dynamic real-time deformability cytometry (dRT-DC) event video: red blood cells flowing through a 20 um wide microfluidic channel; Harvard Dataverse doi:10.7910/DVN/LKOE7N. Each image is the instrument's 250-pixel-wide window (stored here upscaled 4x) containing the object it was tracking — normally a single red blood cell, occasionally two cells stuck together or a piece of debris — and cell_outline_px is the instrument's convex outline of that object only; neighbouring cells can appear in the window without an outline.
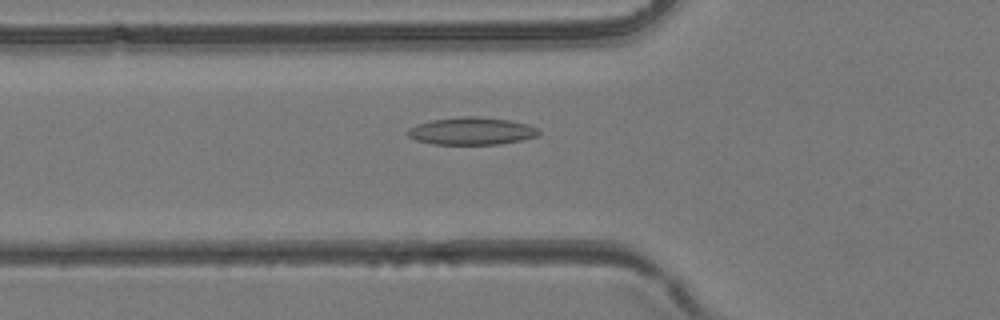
{"species": "common noctule bat (a hibernating species)", "species_latin": "Nyctalus noctula", "temperature_condition": "room temperature", "stored_images_in_passage": 44, "camera_frame_rate_fps": 3000, "um_per_image_px": 0.085, "animal": {"sex": "female", "body_mass_g": 24.6, "forearm_length_mm": 56.2}, "frame": {"image": 1, "passage_image": 16, "time_ms": 5.0, "image_size_px": [1000, 320], "cell_outline_px": [[540, 132], [536, 136], [520, 140], [500, 144], [432, 144], [416, 140], [408, 136], [404, 132], [408, 128], [416, 124], [432, 120], [460, 116], [476, 116], [508, 120], [528, 124], [540, 128]], "centroid_in_image_um": [40.05, 11.13], "position_along_channel_um": 85.8, "area_um2": 21.1}}
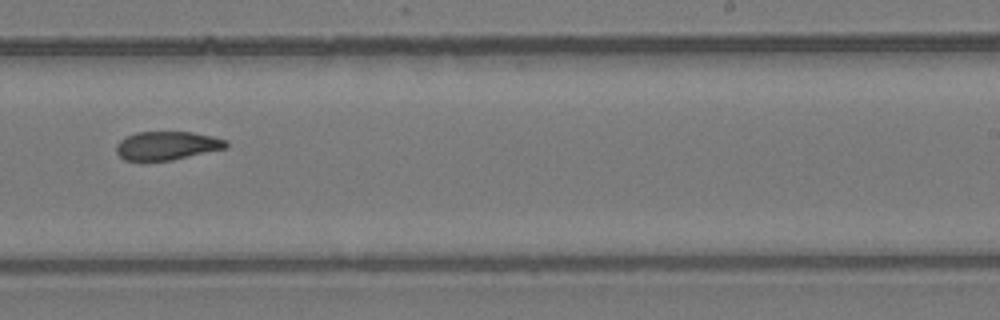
{"frame": {"image": 2, "passage_image": 28, "time_ms": 9.0, "image_size_px": [1000, 320], "cell_outline_px": [[228, 148], [172, 160], [124, 160], [116, 152], [116, 144], [124, 136], [136, 132], [192, 132], [212, 136], [224, 140], [228, 144]], "centroid_in_image_um": [14.17, 12.37], "position_along_channel_um": 274.8, "area_um2": 18.26}}
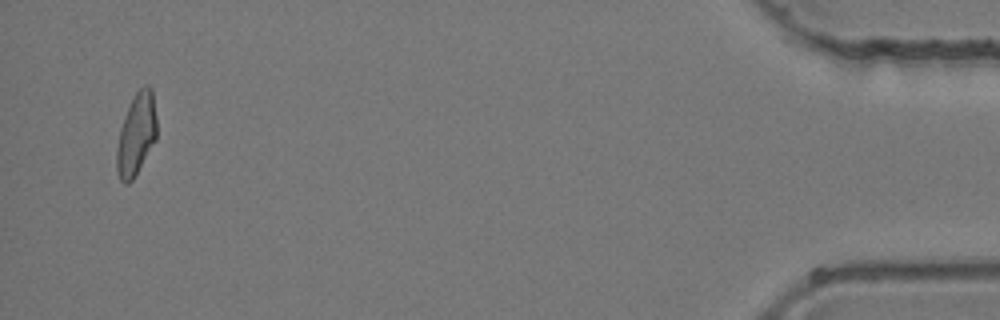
{"frame": {"image": 3, "passage_image": 43, "time_ms": 14.0, "image_size_px": [1000, 320], "cell_outline_px": [[156, 140], [132, 180], [128, 184], [124, 184], [120, 180], [116, 172], [116, 148], [120, 128], [124, 116], [136, 92], [144, 84], [148, 84], [152, 88], [156, 116]], "centroid_in_image_um": [11.58, 11.43], "position_along_channel_um": 423.6, "area_um2": 19.19}}